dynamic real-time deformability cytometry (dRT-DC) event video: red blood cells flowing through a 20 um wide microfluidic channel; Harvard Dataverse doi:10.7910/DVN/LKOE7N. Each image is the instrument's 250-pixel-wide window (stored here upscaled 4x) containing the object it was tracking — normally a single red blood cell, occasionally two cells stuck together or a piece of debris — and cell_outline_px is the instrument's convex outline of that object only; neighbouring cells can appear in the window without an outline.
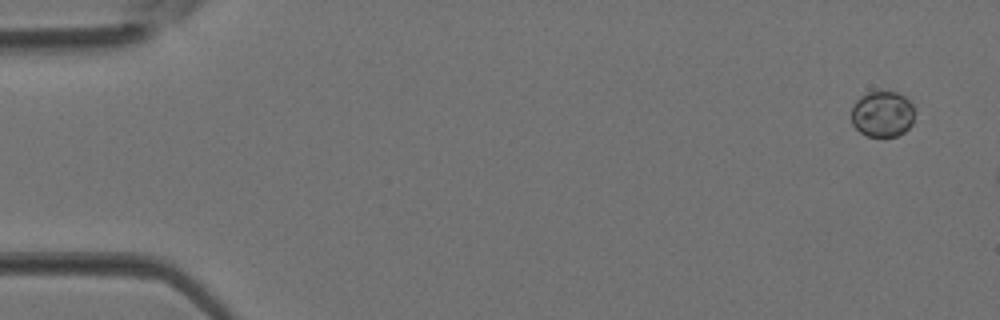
{"species": "Egyptian fruit bat (a non-hibernating species)", "species_latin": "Rousettus aegyptiacus", "temperature_condition": "room temperature", "stored_images_in_passage": 3, "camera_frame_rate_fps": 3000, "um_per_image_px": 0.085, "animal": {"sex": "female"}, "frame": {"image": 1, "passage_image": 1, "time_ms": 0.0, "image_size_px": [1000, 320], "cell_outline_px": [[912, 124], [904, 132], [896, 136], [868, 136], [860, 132], [852, 124], [852, 108], [856, 100], [860, 96], [868, 92], [896, 92], [904, 96], [912, 104]], "centroid_in_image_um": [74.98, 9.69], "position_along_channel_um": 10.0, "area_um2": 16.7}}